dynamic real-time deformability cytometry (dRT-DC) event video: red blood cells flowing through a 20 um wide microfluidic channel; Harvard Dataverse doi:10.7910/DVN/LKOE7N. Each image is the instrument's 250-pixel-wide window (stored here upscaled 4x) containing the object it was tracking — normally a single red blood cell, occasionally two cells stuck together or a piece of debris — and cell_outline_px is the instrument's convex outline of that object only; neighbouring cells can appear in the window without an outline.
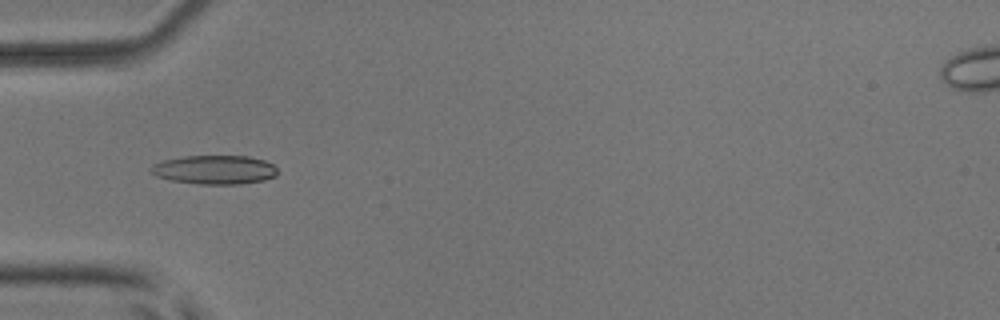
{"species": "common noctule bat (a hibernating species)", "species_latin": "Nyctalus noctula", "temperature_condition": "room temperature", "stored_images_in_passage": 53, "camera_frame_rate_fps": 3000, "um_per_image_px": 0.085, "animal": {"sex": "male", "body_mass_g": 17.9, "forearm_length_mm": 54.2}, "frame": {"image": 1, "passage_image": 18, "time_ms": 5.667, "image_size_px": [1000, 320], "cell_outline_px": [[276, 176], [264, 180], [240, 184], [200, 184], [172, 180], [156, 176], [148, 168], [152, 164], [164, 160], [184, 156], [248, 156], [264, 160], [272, 164], [276, 168]], "centroid_in_image_um": [18.23, 14.42], "position_along_channel_um": 66.8, "area_um2": 21.27}}
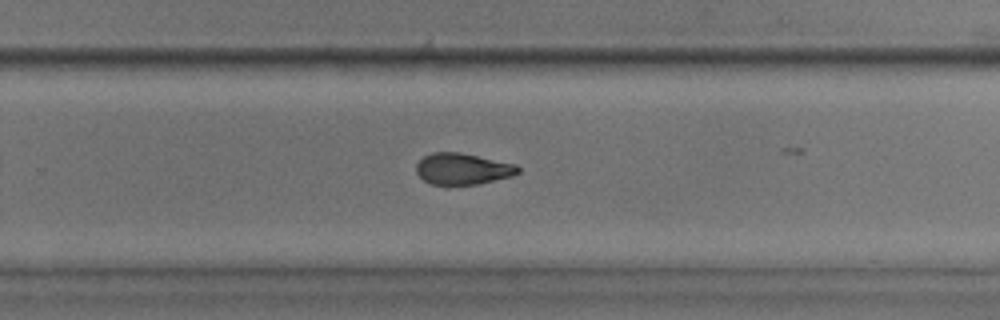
{"frame": {"image": 2, "passage_image": 35, "time_ms": 11.333, "image_size_px": [1000, 320], "cell_outline_px": [[520, 172], [512, 176], [476, 184], [432, 184], [424, 180], [416, 172], [416, 164], [424, 156], [432, 152], [460, 152], [516, 164], [520, 168]], "centroid_in_image_um": [39.33, 14.34], "position_along_channel_um": 290.5, "area_um2": 18.44}}
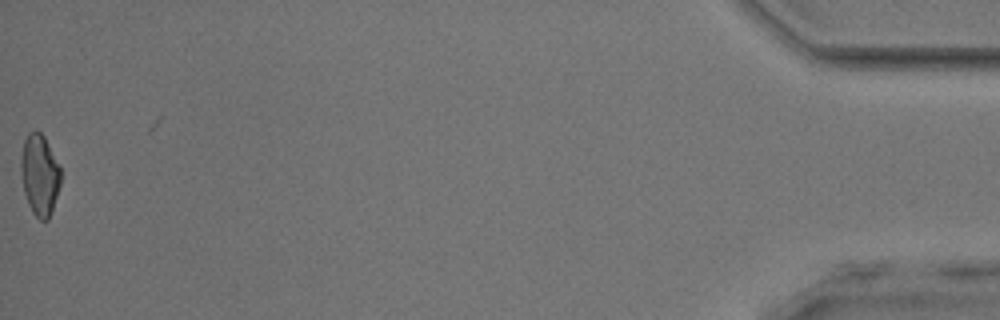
{"frame": {"image": 3, "passage_image": 53, "time_ms": 17.333, "image_size_px": [1000, 320], "cell_outline_px": [[60, 184], [52, 212], [48, 220], [40, 220], [32, 212], [28, 204], [24, 192], [20, 168], [20, 160], [24, 140], [28, 132], [36, 128], [44, 136], [60, 164]], "centroid_in_image_um": [3.37, 14.83], "position_along_channel_um": 431.8, "area_um2": 19.07}, "authors_computed_cell_mechanics": {"area_um2": 19.363, "velocity_mm_per_s": 3.9736, "shape_relaxation_time_tau1_ms": null, "shape_relaxation_time_tau2_ms": 3.286, "deformation_change_tau1": null, "deformation_change_tau2": 0.1014}}